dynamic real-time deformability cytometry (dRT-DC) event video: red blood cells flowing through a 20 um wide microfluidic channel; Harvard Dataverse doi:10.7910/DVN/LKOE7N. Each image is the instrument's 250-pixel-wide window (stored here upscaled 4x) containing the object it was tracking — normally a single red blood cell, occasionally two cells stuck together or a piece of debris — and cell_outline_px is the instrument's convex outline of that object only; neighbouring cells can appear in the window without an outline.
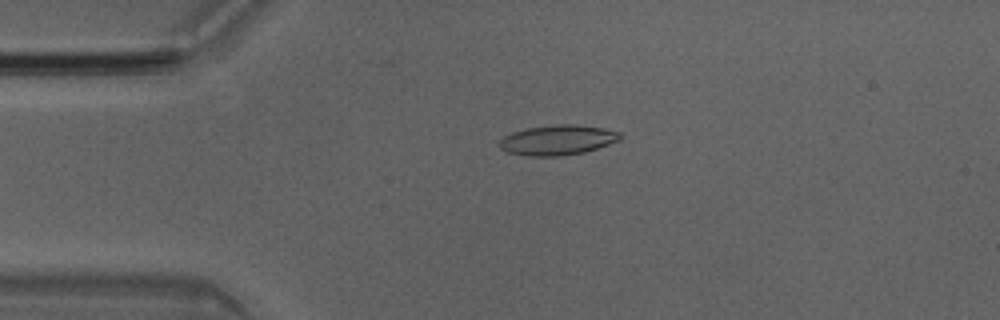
{"species": "Egyptian fruit bat (a non-hibernating species)", "species_latin": "Rousettus aegyptiacus", "temperature_condition": "room temperature", "stored_images_in_passage": 50, "camera_frame_rate_fps": 3000, "um_per_image_px": 0.085, "animal": {"sex": "male"}, "frame": {"image": 1, "passage_image": 11, "time_ms": 3.333, "image_size_px": [1000, 320], "cell_outline_px": [[624, 136], [620, 140], [584, 152], [560, 156], [528, 156], [508, 152], [500, 148], [500, 140], [504, 136], [512, 132], [528, 128], [556, 124], [576, 124], [604, 128], [620, 132]], "centroid_in_image_um": [47.42, 11.89], "position_along_channel_um": 37.6, "area_um2": 21.1}}
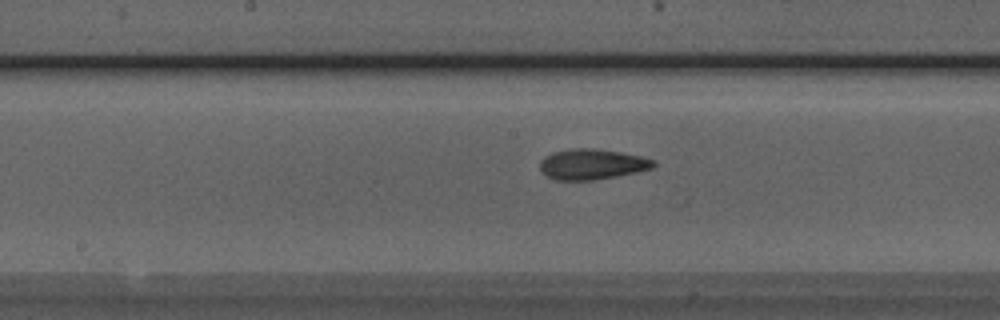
{"frame": {"image": 2, "passage_image": 25, "time_ms": 8.0, "image_size_px": [1000, 320], "cell_outline_px": [[656, 164], [652, 168], [636, 172], [616, 176], [592, 180], [556, 180], [540, 172], [540, 160], [544, 156], [552, 152], [572, 148], [592, 148], [620, 152], [640, 156], [656, 160]], "centroid_in_image_um": [50.29, 13.95], "position_along_channel_um": 197.9, "area_um2": 20.23}}
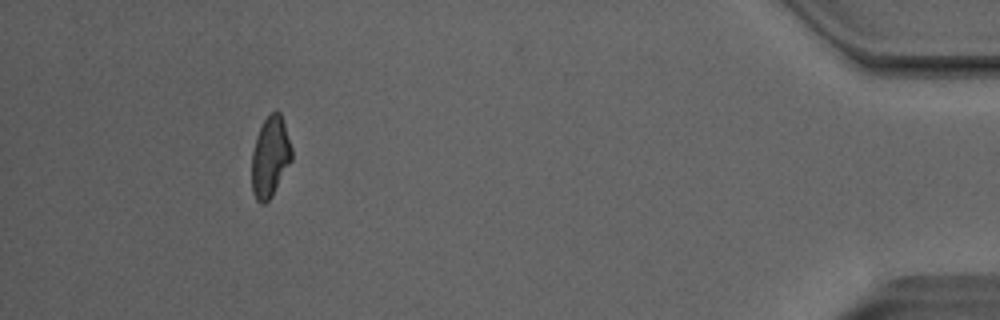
{"frame": {"image": 3, "passage_image": 46, "time_ms": 15.0, "image_size_px": [1000, 320], "cell_outline_px": [[292, 160], [272, 196], [264, 204], [260, 204], [256, 200], [252, 192], [252, 152], [256, 136], [264, 120], [276, 108], [280, 112], [292, 148]], "centroid_in_image_um": [22.96, 13.34], "position_along_channel_um": 412.2, "area_um2": 18.79}, "authors_computed_cell_mechanics": {"area_um2": 19.7098, "velocity_mm_per_s": 4.0456, "shape_relaxation_time_tau1_ms": null, "shape_relaxation_time_tau2_ms": 2.373, "deformation_change_tau1": null, "deformation_change_tau2": 0.0877}}